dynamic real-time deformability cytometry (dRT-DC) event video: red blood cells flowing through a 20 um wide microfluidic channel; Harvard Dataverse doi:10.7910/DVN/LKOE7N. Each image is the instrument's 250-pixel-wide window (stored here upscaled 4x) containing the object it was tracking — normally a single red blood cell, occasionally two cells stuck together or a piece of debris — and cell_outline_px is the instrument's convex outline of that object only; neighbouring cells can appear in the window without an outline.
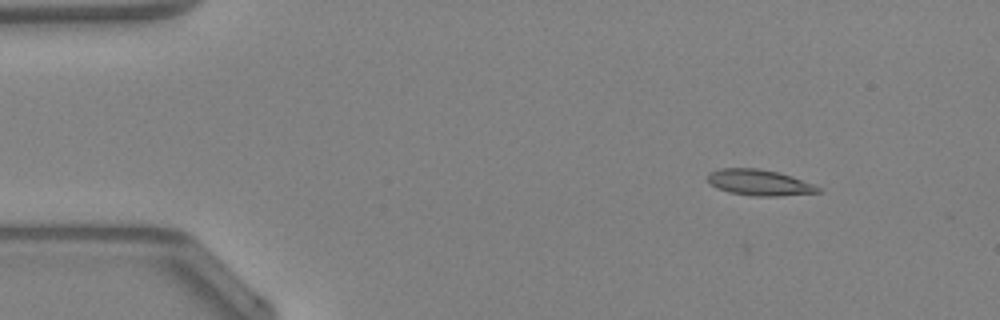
{"species": "Egyptian fruit bat (a non-hibernating species)", "species_latin": "Rousettus aegyptiacus", "temperature_condition": "warm", "stored_images_in_passage": 46, "camera_frame_rate_fps": 3000, "um_per_image_px": 0.085, "animal": {"sex": "female"}, "frame": {"image": 1, "passage_image": 4, "time_ms": 1.0, "image_size_px": [1000, 320], "cell_outline_px": [[824, 192], [776, 196], [752, 196], [728, 192], [716, 188], [708, 180], [708, 172], [720, 168], [756, 168], [780, 172], [792, 176], [812, 184], [820, 188]], "centroid_in_image_um": [64.54, 15.51], "position_along_channel_um": 20.5, "area_um2": 16.76}}
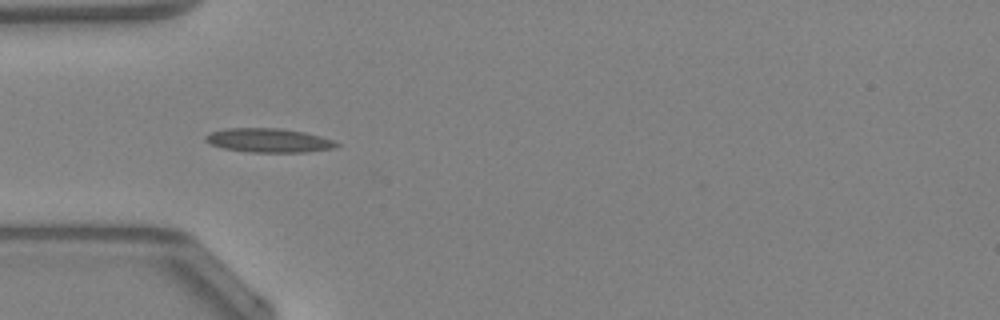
{"frame": {"image": 2, "passage_image": 13, "time_ms": 4.0, "image_size_px": [1000, 320], "cell_outline_px": [[340, 144], [332, 148], [304, 152], [248, 152], [224, 148], [212, 144], [204, 140], [204, 136], [212, 132], [224, 128], [280, 128], [304, 132], [320, 136], [332, 140]], "centroid_in_image_um": [22.81, 11.92], "position_along_channel_um": 62.2, "area_um2": 18.15}}
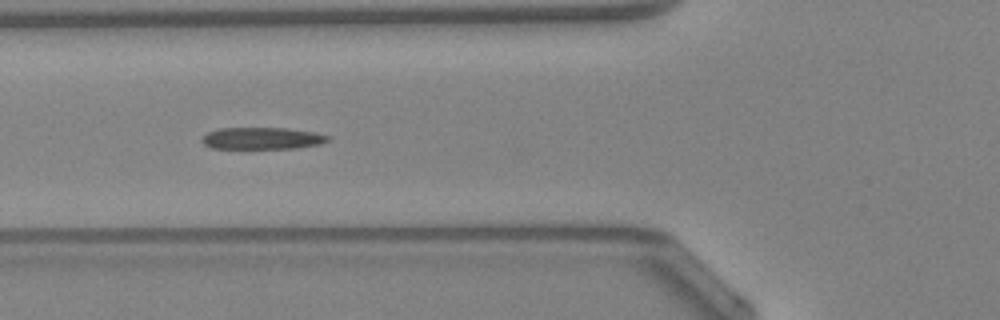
{"frame": {"image": 3, "passage_image": 16, "time_ms": 5.0, "image_size_px": [1000, 320], "cell_outline_px": [[332, 140], [320, 144], [296, 148], [212, 148], [204, 144], [200, 140], [208, 132], [220, 128], [284, 128], [316, 132], [332, 136]], "centroid_in_image_um": [22.35, 11.75], "position_along_channel_um": 103.5, "area_um2": 16.13}, "authors_computed_cell_mechanics": {"area_um2": 16.2996, "velocity_mm_per_s": 4.2918, "shape_relaxation_time_tau1_ms": null, "shape_relaxation_time_tau2_ms": 5.4263, "deformation_change_tau1": null, "deformation_change_tau2": 0.161}}